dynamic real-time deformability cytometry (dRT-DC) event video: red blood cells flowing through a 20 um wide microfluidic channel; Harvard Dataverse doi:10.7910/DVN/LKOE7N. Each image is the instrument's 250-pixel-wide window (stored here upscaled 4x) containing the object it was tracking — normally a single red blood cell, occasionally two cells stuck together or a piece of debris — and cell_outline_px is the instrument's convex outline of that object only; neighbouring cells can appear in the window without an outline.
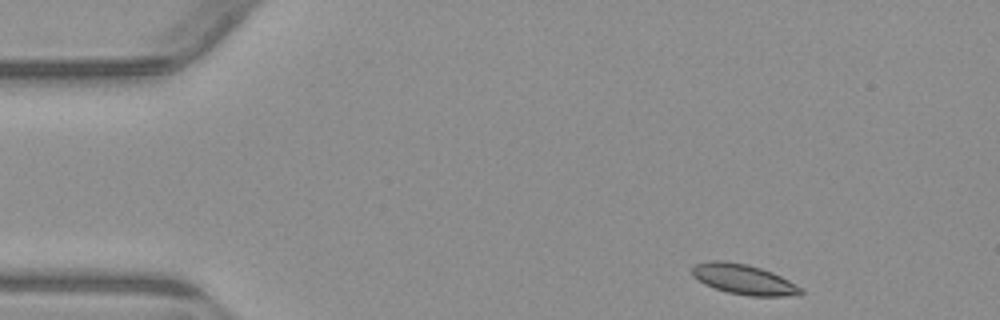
{"species": "common noctule bat (a hibernating species)", "species_latin": "Nyctalus noctula", "temperature_condition": "warm", "stored_images_in_passage": 48, "camera_frame_rate_fps": 3000, "um_per_image_px": 0.085, "animal": {"sex": "male", "body_mass_g": 23.1, "forearm_length_mm": 52.7}, "frame": {"image": 1, "passage_image": 1, "time_ms": 0.0, "image_size_px": [1000, 320], "cell_outline_px": [[804, 292], [800, 296], [748, 296], [728, 292], [704, 284], [692, 276], [692, 264], [708, 260], [724, 260], [748, 264], [772, 272], [804, 288]], "centroid_in_image_um": [63.22, 23.74], "position_along_channel_um": 21.8, "area_um2": 19.42}}
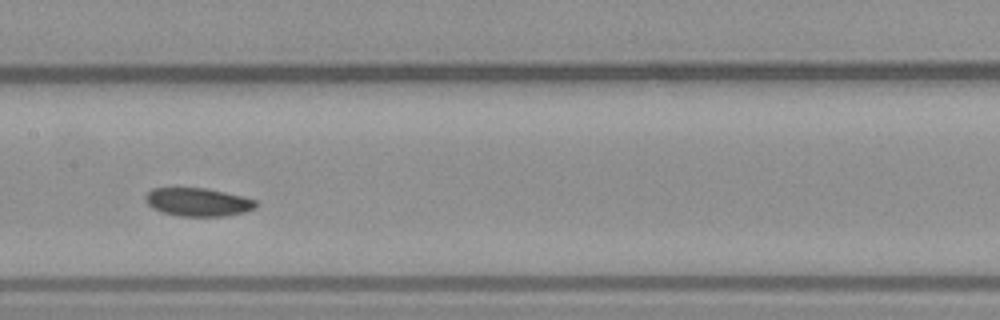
{"frame": {"image": 2, "passage_image": 21, "time_ms": 6.667, "image_size_px": [1000, 320], "cell_outline_px": [[256, 208], [244, 212], [224, 216], [180, 216], [164, 212], [152, 208], [144, 200], [144, 196], [152, 188], [204, 188], [244, 196], [256, 200]], "centroid_in_image_um": [16.82, 17.17], "position_along_channel_um": 190.6, "area_um2": 18.15}}
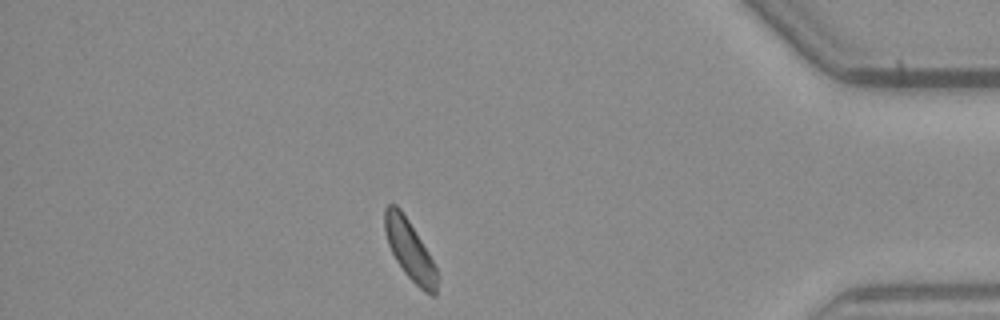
{"frame": {"image": 3, "passage_image": 41, "time_ms": 13.333, "image_size_px": [1000, 320], "cell_outline_px": [[440, 276], [436, 296], [432, 296], [424, 292], [404, 272], [396, 260], [388, 244], [384, 232], [384, 208], [388, 204], [396, 204], [400, 208], [408, 220], [428, 252]], "centroid_in_image_um": [34.85, 21.28], "position_along_channel_um": 400.4, "area_um2": 18.32}}